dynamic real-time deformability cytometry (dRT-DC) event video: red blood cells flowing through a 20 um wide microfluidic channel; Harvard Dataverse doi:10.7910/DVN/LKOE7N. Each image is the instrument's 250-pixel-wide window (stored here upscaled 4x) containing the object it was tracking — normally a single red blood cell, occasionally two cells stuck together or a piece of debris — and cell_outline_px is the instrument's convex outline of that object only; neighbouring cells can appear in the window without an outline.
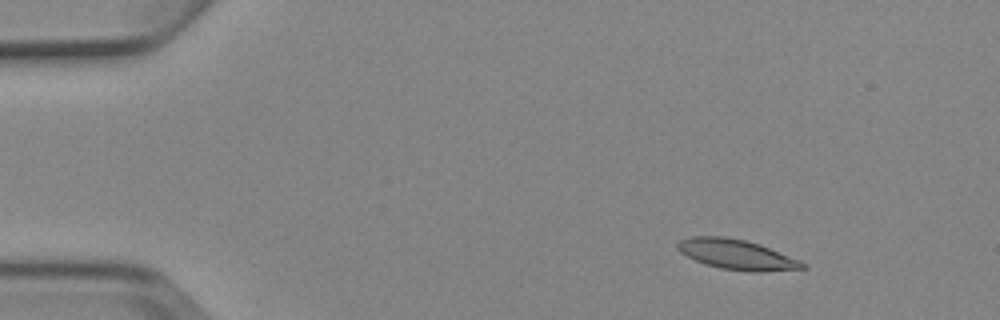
{"species": "Egyptian fruit bat (a non-hibernating species)", "species_latin": "Rousettus aegyptiacus", "temperature_condition": "cold", "stored_images_in_passage": 6, "camera_frame_rate_fps": 3000, "um_per_image_px": 0.085, "animal": {"sex": "female"}, "frame": {"image": 1, "passage_image": 2, "time_ms": 2.0, "image_size_px": [1000, 320], "cell_outline_px": [[808, 268], [760, 272], [752, 272], [720, 268], [704, 264], [680, 252], [676, 248], [676, 244], [680, 240], [688, 236], [724, 236], [744, 240], [760, 244], [800, 260], [808, 264]], "centroid_in_image_um": [62.63, 21.63], "position_along_channel_um": 22.4, "area_um2": 22.02}}
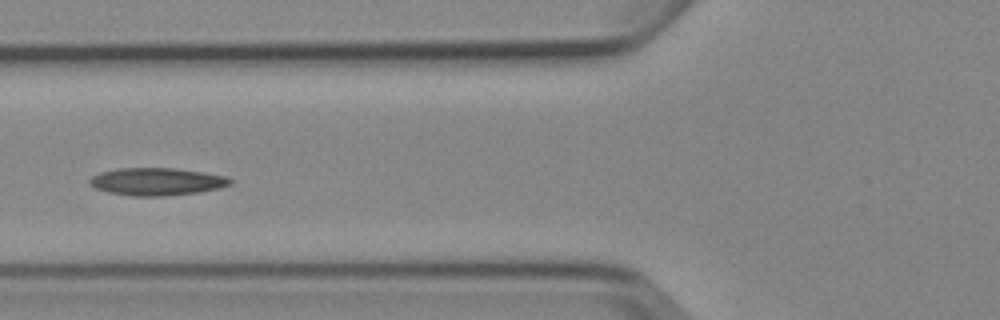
{"frame": {"image": 2, "passage_image": 6, "time_ms": 6.667, "image_size_px": [1000, 320], "cell_outline_px": [[232, 184], [220, 188], [200, 192], [164, 196], [132, 196], [108, 192], [96, 188], [88, 184], [88, 180], [92, 176], [100, 172], [116, 168], [176, 168], [204, 172], [228, 176], [232, 180]], "centroid_in_image_um": [13.34, 15.43], "position_along_channel_um": 112.5, "area_um2": 22.83}}